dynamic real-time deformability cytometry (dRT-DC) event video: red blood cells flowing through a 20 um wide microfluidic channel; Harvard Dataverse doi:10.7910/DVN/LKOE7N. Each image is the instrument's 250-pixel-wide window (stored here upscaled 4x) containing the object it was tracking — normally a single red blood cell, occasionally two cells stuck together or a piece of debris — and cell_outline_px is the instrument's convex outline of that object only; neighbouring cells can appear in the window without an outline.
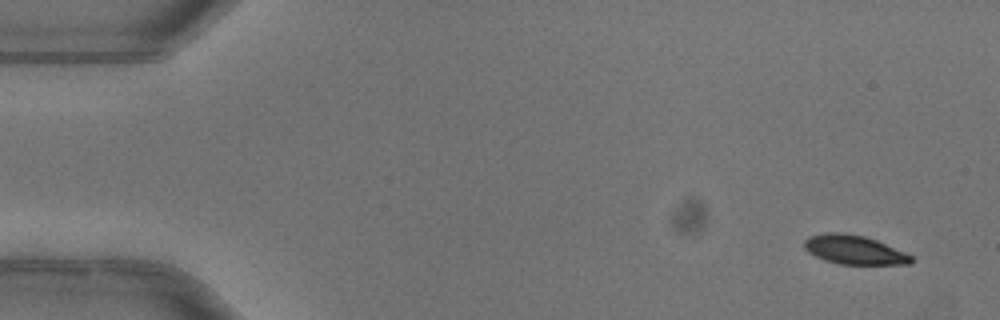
{"species": "common noctule bat (a hibernating species)", "species_latin": "Nyctalus noctula", "temperature_condition": "warm", "stored_images_in_passage": 5, "camera_frame_rate_fps": 3000, "um_per_image_px": 0.085, "animal": {"sex": "female"}, "frame": {"image": 1, "passage_image": 1, "time_ms": 0.0, "image_size_px": [1000, 320], "cell_outline_px": [[916, 260], [912, 264], [840, 264], [824, 260], [808, 252], [804, 248], [804, 240], [808, 236], [828, 232], [844, 232], [864, 236], [876, 240], [904, 252], [912, 256]], "centroid_in_image_um": [72.6, 21.23], "position_along_channel_um": 12.4, "area_um2": 18.15}}
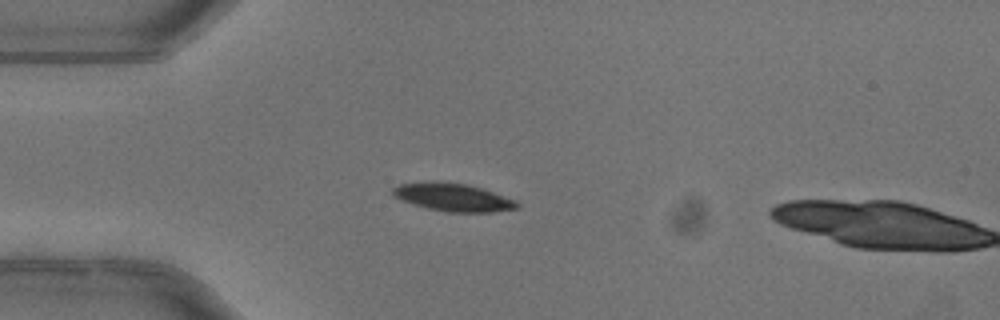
{"frame": {"image": 2, "passage_image": 4, "time_ms": 1.0, "image_size_px": [1000, 320], "cell_outline_px": [[520, 208], [492, 212], [448, 212], [428, 208], [412, 204], [392, 196], [392, 188], [400, 184], [436, 180], [440, 180], [468, 184], [516, 200], [520, 204]], "centroid_in_image_um": [38.5, 16.76], "position_along_channel_um": 46.5, "area_um2": 20.4}}